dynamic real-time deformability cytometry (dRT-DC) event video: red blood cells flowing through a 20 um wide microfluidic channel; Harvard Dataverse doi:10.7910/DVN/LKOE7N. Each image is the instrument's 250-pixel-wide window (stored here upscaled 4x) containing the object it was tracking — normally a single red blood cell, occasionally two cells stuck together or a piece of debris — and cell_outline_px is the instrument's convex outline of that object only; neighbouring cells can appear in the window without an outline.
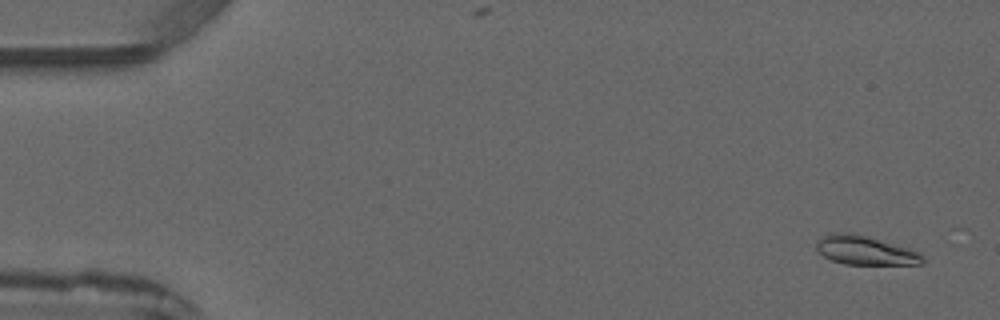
{"species": "common noctule bat (a hibernating species)", "species_latin": "Nyctalus noctula", "temperature_condition": "warm", "stored_images_in_passage": 3, "camera_frame_rate_fps": 3000, "um_per_image_px": 0.085, "animal": {"sex": "male", "forearm_length_mm": 52.5}, "frame": {"image": 1, "passage_image": 1, "time_ms": 0.0, "image_size_px": [1000, 320], "cell_outline_px": [[924, 264], [844, 264], [832, 260], [824, 256], [816, 248], [816, 244], [820, 236], [832, 232], [856, 232], [908, 248], [920, 252], [924, 260]], "centroid_in_image_um": [73.52, 21.25], "position_along_channel_um": 11.5, "area_um2": 18.09}}